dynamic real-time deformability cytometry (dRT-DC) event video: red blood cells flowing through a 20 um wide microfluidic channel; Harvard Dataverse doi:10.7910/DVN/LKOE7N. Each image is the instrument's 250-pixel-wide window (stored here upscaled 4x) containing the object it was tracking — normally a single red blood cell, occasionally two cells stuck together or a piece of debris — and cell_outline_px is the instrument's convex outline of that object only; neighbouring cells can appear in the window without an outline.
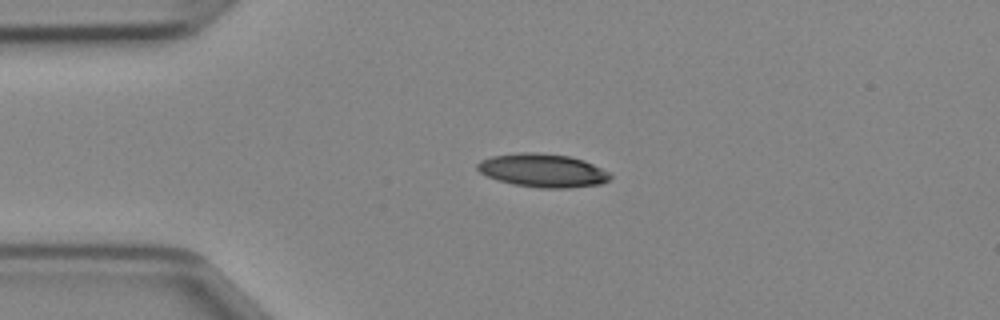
{"species": "Egyptian fruit bat (a non-hibernating species)", "species_latin": "Rousettus aegyptiacus", "temperature_condition": "cold", "stored_images_in_passage": 37, "camera_frame_rate_fps": 3000, "um_per_image_px": 0.085, "animal": {"sex": "female"}, "frame": {"image": 1, "passage_image": 1, "time_ms": 0.0, "image_size_px": [1000, 320], "cell_outline_px": [[612, 176], [608, 180], [600, 184], [568, 188], [540, 188], [512, 184], [488, 176], [480, 172], [476, 168], [476, 164], [480, 160], [492, 156], [516, 152], [540, 152], [572, 156], [584, 160], [612, 172]], "centroid_in_image_um": [46.16, 14.47], "position_along_channel_um": 38.8, "area_um2": 26.18}}
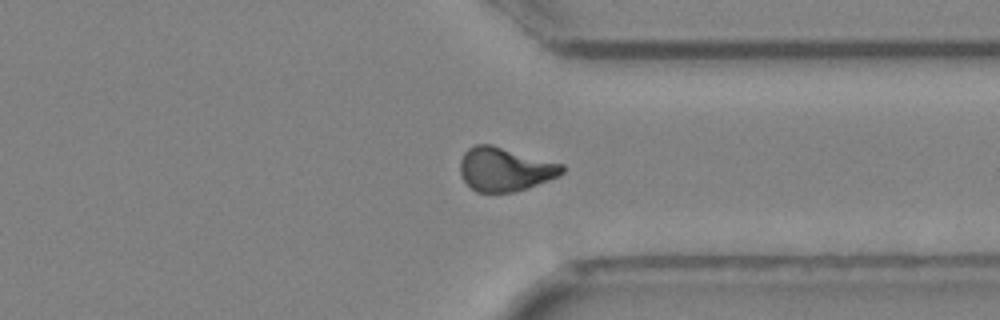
{"frame": {"image": 2, "passage_image": 26, "time_ms": 8.333, "image_size_px": [1000, 320], "cell_outline_px": [[564, 172], [560, 176], [528, 188], [512, 192], [476, 192], [460, 176], [460, 160], [464, 152], [468, 148], [476, 144], [492, 144], [564, 164]], "centroid_in_image_um": [42.93, 14.38], "position_along_channel_um": 368.5, "area_um2": 26.24}}
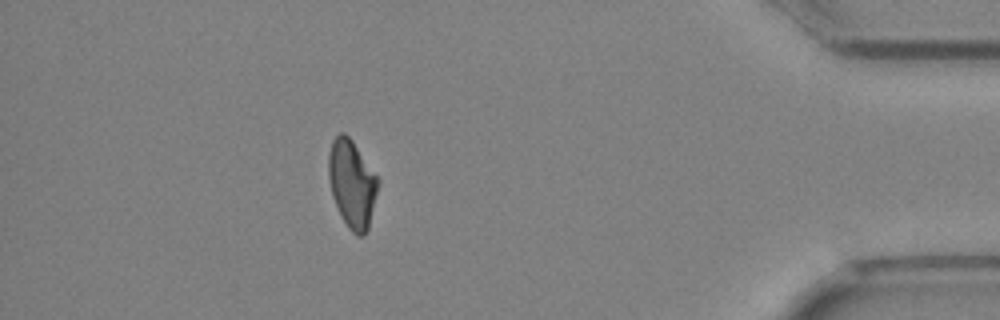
{"frame": {"image": 3, "passage_image": 32, "time_ms": 10.333, "image_size_px": [1000, 320], "cell_outline_px": [[380, 184], [368, 228], [360, 236], [356, 236], [348, 228], [332, 196], [328, 180], [328, 152], [332, 140], [340, 132], [344, 132], [352, 140], [380, 180]], "centroid_in_image_um": [29.92, 15.59], "position_along_channel_um": 405.3, "area_um2": 25.32}}